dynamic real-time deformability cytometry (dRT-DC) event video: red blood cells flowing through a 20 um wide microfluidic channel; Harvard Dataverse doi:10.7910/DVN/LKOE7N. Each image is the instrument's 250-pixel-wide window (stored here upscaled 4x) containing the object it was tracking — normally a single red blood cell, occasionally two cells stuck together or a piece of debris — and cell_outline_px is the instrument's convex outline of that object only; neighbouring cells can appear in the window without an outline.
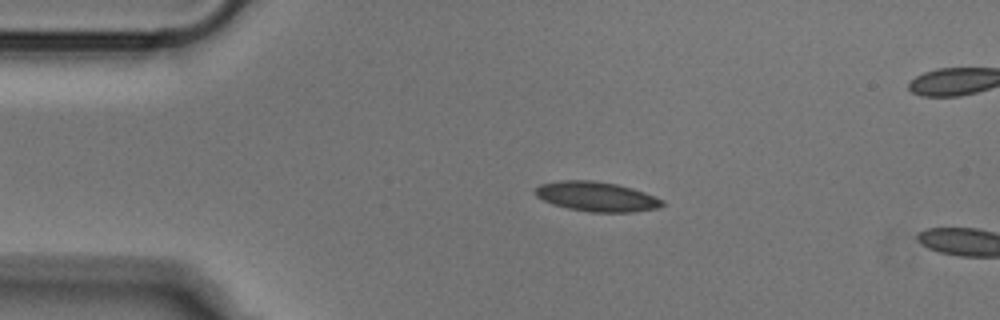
{"species": "Egyptian fruit bat (a non-hibernating species)", "species_latin": "Rousettus aegyptiacus", "temperature_condition": "cold", "stored_images_in_passage": 12, "camera_frame_rate_fps": 3000, "um_per_image_px": 0.085, "animal": {"sex": "male"}, "frame": {"image": 1, "passage_image": 9, "time_ms": 2.667, "image_size_px": [1000, 320], "cell_outline_px": [[664, 204], [660, 208], [632, 212], [588, 212], [568, 208], [552, 204], [536, 196], [536, 188], [540, 184], [560, 180], [596, 180], [616, 184], [632, 188], [644, 192], [664, 200]], "centroid_in_image_um": [50.73, 16.71], "position_along_channel_um": 34.3, "area_um2": 22.02}}